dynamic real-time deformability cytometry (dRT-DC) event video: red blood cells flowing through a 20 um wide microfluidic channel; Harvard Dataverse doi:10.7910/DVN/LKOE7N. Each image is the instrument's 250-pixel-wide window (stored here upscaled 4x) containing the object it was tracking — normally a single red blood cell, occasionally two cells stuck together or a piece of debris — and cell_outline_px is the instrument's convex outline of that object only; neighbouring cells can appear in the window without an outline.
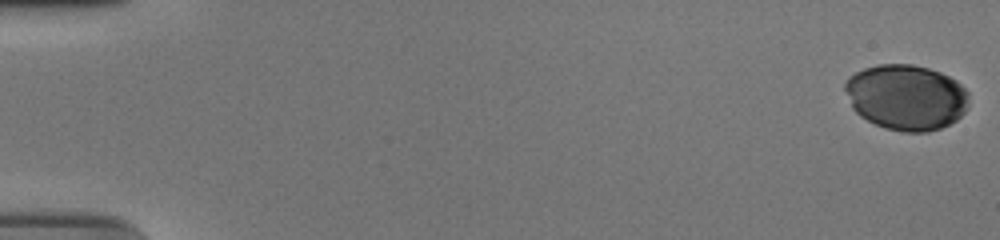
{"species": "human", "species_latin": "Homo sapiens", "temperature_condition": "cold", "stored_images_in_passage": 49, "camera_frame_rate_fps": 3000, "um_per_image_px": 0.085, "donor": {"sex": "male"}, "frame": {"image": 1, "passage_image": 1, "time_ms": 0.0, "image_size_px": [1000, 240], "cell_outline_px": [[968, 108], [956, 120], [940, 128], [928, 132], [904, 132], [884, 128], [860, 116], [852, 108], [844, 88], [844, 84], [848, 76], [864, 68], [880, 64], [912, 64], [928, 68], [940, 72], [956, 80], [968, 92]], "centroid_in_image_um": [77.02, 8.26], "position_along_channel_um": 8.0, "area_um2": 47.45}}
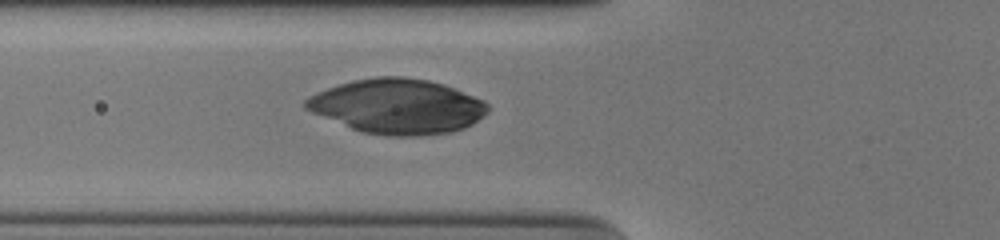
{"frame": {"image": 2, "passage_image": 22, "time_ms": 7.0, "image_size_px": [1000, 240], "cell_outline_px": [[488, 112], [484, 116], [472, 124], [464, 128], [452, 132], [420, 136], [388, 136], [360, 132], [312, 112], [304, 108], [304, 100], [308, 96], [328, 88], [352, 80], [376, 76], [404, 76], [428, 80], [444, 84], [484, 100], [488, 104]], "centroid_in_image_um": [33.8, 9.04], "position_along_channel_um": 92.0, "area_um2": 58.32}}
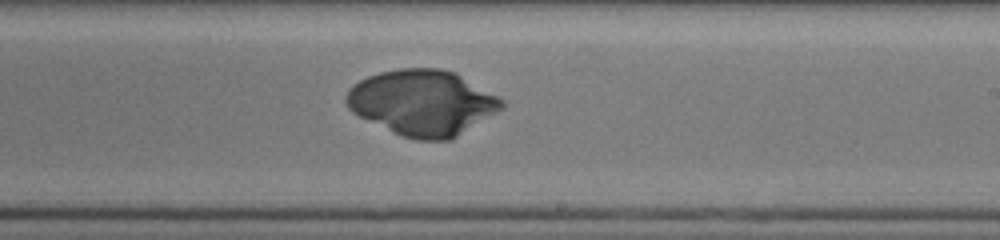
{"frame": {"image": 3, "passage_image": 35, "time_ms": 11.333, "image_size_px": [1000, 240], "cell_outline_px": [[504, 108], [456, 136], [448, 140], [416, 140], [400, 136], [352, 112], [348, 108], [344, 100], [344, 96], [348, 88], [352, 84], [368, 76], [380, 72], [400, 68], [440, 68], [456, 72], [500, 96], [504, 100]], "centroid_in_image_um": [35.9, 8.71], "position_along_channel_um": 253.1, "area_um2": 59.59}}